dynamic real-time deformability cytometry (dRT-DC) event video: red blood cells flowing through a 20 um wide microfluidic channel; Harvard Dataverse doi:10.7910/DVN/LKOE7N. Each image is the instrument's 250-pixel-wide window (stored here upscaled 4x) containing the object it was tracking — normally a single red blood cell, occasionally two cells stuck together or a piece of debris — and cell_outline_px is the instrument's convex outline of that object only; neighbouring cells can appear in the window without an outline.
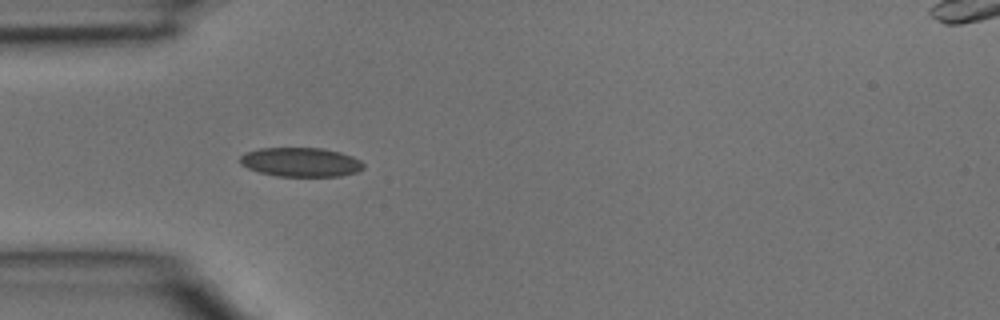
{"species": "common noctule bat (a hibernating species)", "species_latin": "Nyctalus noctula", "temperature_condition": "room temperature", "stored_images_in_passage": 2, "camera_frame_rate_fps": 3000, "um_per_image_px": 0.085, "animal": {"sex": "male", "body_mass_g": 15.6}, "frame": {"image": 1, "passage_image": 2, "time_ms": 0.333, "image_size_px": [1000, 320], "cell_outline_px": [[364, 168], [356, 172], [340, 176], [276, 176], [260, 172], [248, 168], [240, 164], [240, 156], [244, 152], [260, 148], [324, 148], [340, 152], [352, 156], [360, 160], [364, 164]], "centroid_in_image_um": [25.56, 13.77], "position_along_channel_um": 59.4, "area_um2": 21.04}}